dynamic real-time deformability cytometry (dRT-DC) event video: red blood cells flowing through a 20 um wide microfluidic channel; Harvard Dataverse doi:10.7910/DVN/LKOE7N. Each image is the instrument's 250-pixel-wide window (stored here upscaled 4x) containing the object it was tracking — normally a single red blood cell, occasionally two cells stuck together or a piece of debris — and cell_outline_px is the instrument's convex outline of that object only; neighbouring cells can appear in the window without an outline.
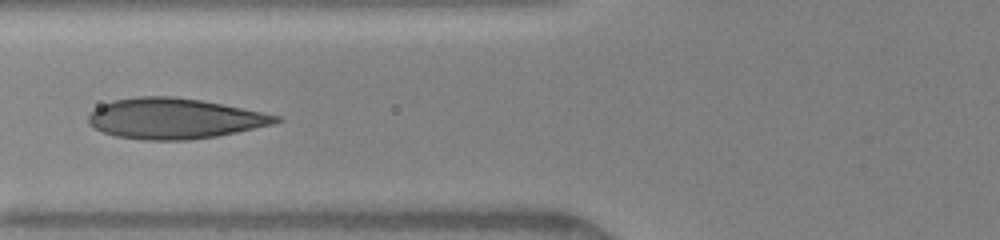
{"species": "human", "species_latin": "Homo sapiens", "temperature_condition": "warm", "stored_images_in_passage": 17, "camera_frame_rate_fps": 3000, "um_per_image_px": 0.085, "donor": {"sex": "female"}, "frame": {"image": 1, "passage_image": 3, "time_ms": 1.667, "image_size_px": [1000, 240], "cell_outline_px": [[284, 120], [272, 124], [236, 132], [216, 136], [188, 140], [144, 140], [116, 136], [104, 132], [88, 124], [88, 116], [96, 108], [112, 100], [140, 96], [172, 96], [200, 100], [280, 116]], "centroid_in_image_um": [14.79, 10.08], "position_along_channel_um": 111.0, "area_um2": 43.81}}
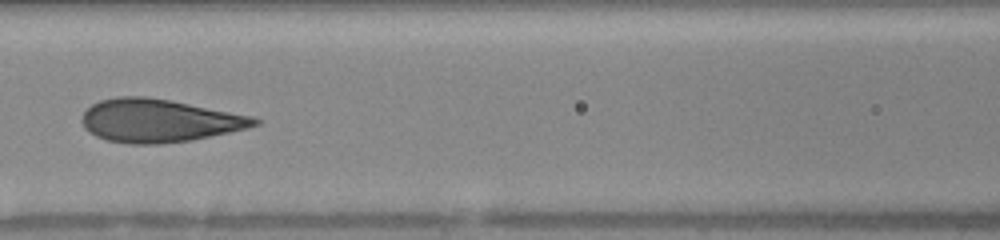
{"frame": {"image": 2, "passage_image": 6, "time_ms": 2.667, "image_size_px": [1000, 240], "cell_outline_px": [[260, 124], [248, 128], [192, 140], [160, 144], [128, 144], [108, 140], [96, 136], [88, 132], [84, 128], [80, 120], [84, 112], [92, 104], [100, 100], [116, 96], [144, 96], [168, 100], [252, 116], [260, 120]], "centroid_in_image_um": [13.47, 10.26], "position_along_channel_um": 153.1, "area_um2": 43.23}}
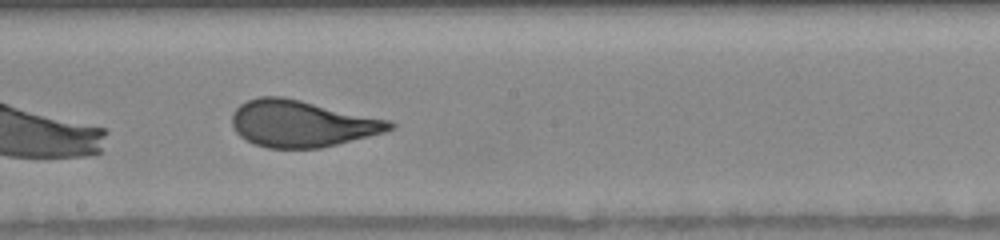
{"frame": {"image": 3, "passage_image": 8, "time_ms": 4.333, "image_size_px": [1000, 240], "cell_outline_px": [[396, 124], [392, 128], [384, 132], [320, 148], [268, 148], [244, 140], [236, 132], [232, 124], [232, 112], [240, 104], [248, 100], [260, 96], [284, 96], [392, 120]], "centroid_in_image_um": [25.64, 10.49], "position_along_channel_um": 222.6, "area_um2": 42.95}}